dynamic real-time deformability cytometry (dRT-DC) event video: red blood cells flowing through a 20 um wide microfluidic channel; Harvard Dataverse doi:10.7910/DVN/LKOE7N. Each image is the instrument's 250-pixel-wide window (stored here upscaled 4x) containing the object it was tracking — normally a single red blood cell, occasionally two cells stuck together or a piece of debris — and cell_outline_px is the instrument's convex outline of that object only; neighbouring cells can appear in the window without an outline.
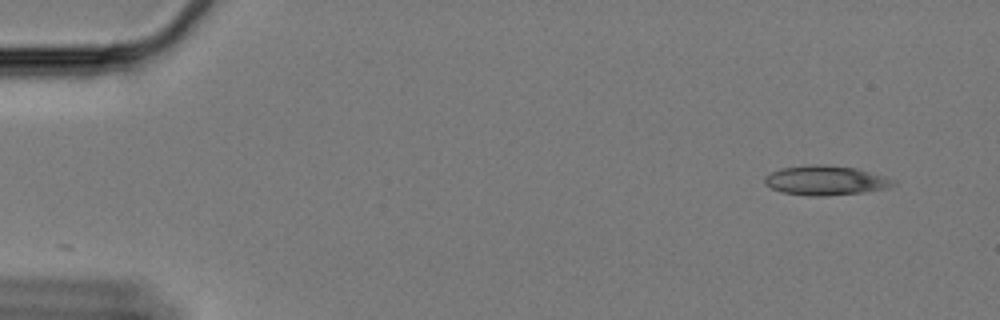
{"species": "Egyptian fruit bat (a non-hibernating species)", "species_latin": "Rousettus aegyptiacus", "temperature_condition": "cold", "stored_images_in_passage": 56, "camera_frame_rate_fps": 3000, "um_per_image_px": 0.085, "animal": {"sex": "female"}, "frame": {"image": 1, "passage_image": 1, "time_ms": 0.0, "image_size_px": [1000, 320], "cell_outline_px": [[896, 184], [888, 188], [864, 192], [824, 196], [808, 196], [784, 192], [772, 188], [764, 184], [764, 176], [780, 168], [820, 164], [856, 168], [884, 176], [896, 180]], "centroid_in_image_um": [70.19, 15.34], "position_along_channel_um": 14.8, "area_um2": 22.02}}
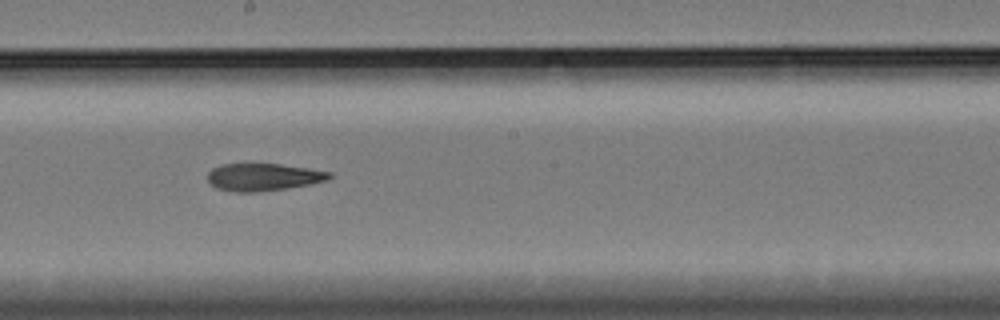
{"frame": {"image": 2, "passage_image": 30, "time_ms": 9.667, "image_size_px": [1000, 320], "cell_outline_px": [[336, 176], [328, 180], [308, 184], [284, 188], [256, 192], [232, 192], [216, 188], [208, 180], [208, 172], [212, 168], [224, 164], [280, 164], [308, 168], [332, 172]], "centroid_in_image_um": [22.4, 15.05], "position_along_channel_um": 225.8, "area_um2": 19.42}}
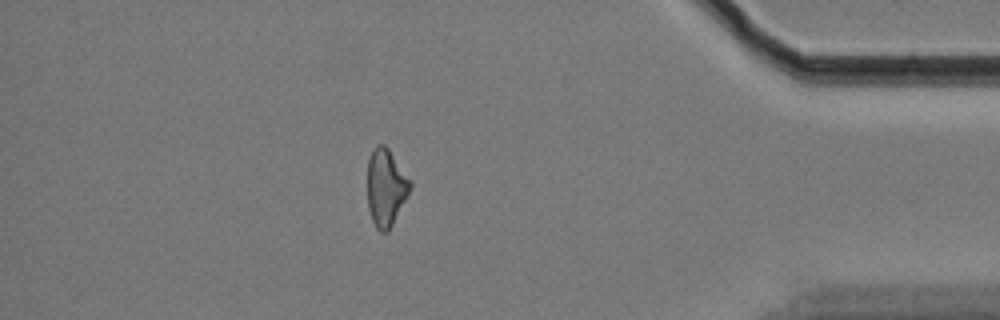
{"frame": {"image": 3, "passage_image": 49, "time_ms": 16.0, "image_size_px": [1000, 320], "cell_outline_px": [[412, 184], [388, 232], [380, 232], [376, 228], [372, 220], [368, 208], [368, 160], [376, 144], [384, 144], [388, 148], [412, 180]], "centroid_in_image_um": [32.79, 15.91], "position_along_channel_um": 402.4, "area_um2": 19.02}, "authors_computed_cell_mechanics": {"area_um2": 20.5479, "velocity_mm_per_s": 3.35, "shape_relaxation_time_tau1_ms": 8.4846, "shape_relaxation_time_tau2_ms": 10.1166, "deformation_change_tau1": 0.1886, "deformation_change_tau2": 0.2048}}